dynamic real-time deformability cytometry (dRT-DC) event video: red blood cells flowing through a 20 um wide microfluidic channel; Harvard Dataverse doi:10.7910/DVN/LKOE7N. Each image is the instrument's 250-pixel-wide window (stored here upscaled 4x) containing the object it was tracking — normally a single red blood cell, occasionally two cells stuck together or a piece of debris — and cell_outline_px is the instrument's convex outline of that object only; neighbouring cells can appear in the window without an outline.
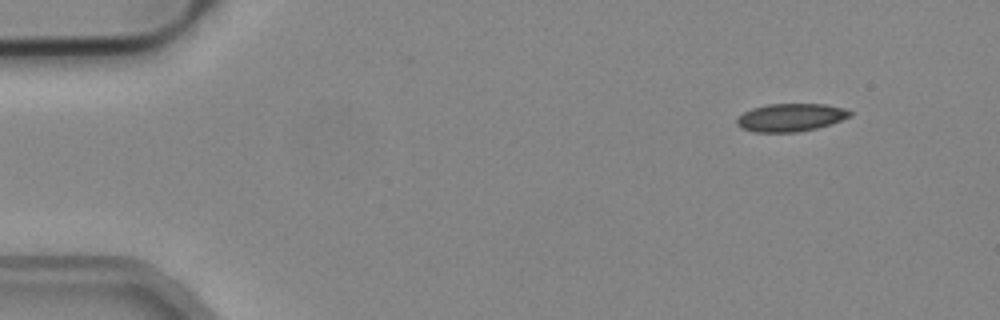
{"species": "common noctule bat (a hibernating species)", "species_latin": "Nyctalus noctula", "temperature_condition": "cold", "stored_images_in_passage": 4, "camera_frame_rate_fps": 3000, "um_per_image_px": 0.085, "animal": {"sex": "male", "body_mass_g": 19.2, "forearm_length_mm": 51.8}, "frame": {"image": 1, "passage_image": 1, "time_ms": 0.0, "image_size_px": [1000, 320], "cell_outline_px": [[852, 116], [816, 128], [796, 132], [752, 132], [740, 128], [736, 124], [736, 120], [744, 112], [752, 108], [768, 104], [824, 104], [844, 108], [852, 112]], "centroid_in_image_um": [67.17, 9.98], "position_along_channel_um": 17.8, "area_um2": 18.32}}
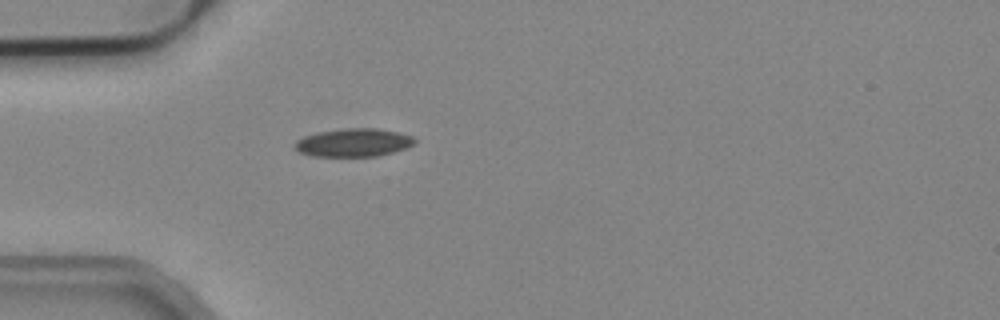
{"frame": {"image": 2, "passage_image": 4, "time_ms": 1.0, "image_size_px": [1000, 320], "cell_outline_px": [[416, 140], [412, 144], [404, 148], [392, 152], [376, 156], [312, 156], [300, 152], [296, 148], [296, 140], [304, 136], [320, 132], [344, 128], [376, 128], [400, 132], [412, 136]], "centroid_in_image_um": [30.06, 12.11], "position_along_channel_um": 54.9, "area_um2": 19.42}}